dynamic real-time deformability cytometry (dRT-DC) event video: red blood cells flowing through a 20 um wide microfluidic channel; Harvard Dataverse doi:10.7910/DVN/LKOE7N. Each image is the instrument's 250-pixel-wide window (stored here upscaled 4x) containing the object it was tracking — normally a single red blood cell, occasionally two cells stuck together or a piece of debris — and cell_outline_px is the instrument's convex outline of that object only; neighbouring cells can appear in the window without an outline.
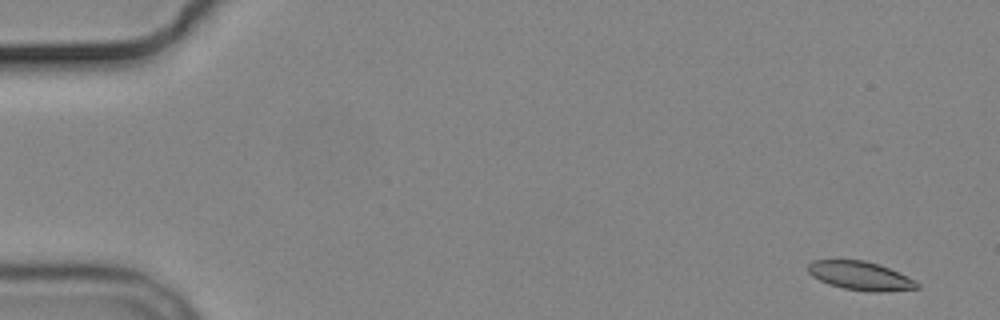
{"species": "common noctule bat (a hibernating species)", "species_latin": "Nyctalus noctula", "temperature_condition": "cold", "stored_images_in_passage": 6, "camera_frame_rate_fps": 3000, "um_per_image_px": 0.085, "animal": {"sex": "male", "body_mass_g": 19.2, "forearm_length_mm": 51.8}, "frame": {"image": 1, "passage_image": 1, "time_ms": 0.0, "image_size_px": [1000, 320], "cell_outline_px": [[920, 288], [880, 292], [872, 292], [844, 288], [828, 284], [812, 276], [808, 272], [808, 264], [812, 260], [864, 260], [888, 268], [916, 280], [920, 284]], "centroid_in_image_um": [73.13, 23.45], "position_along_channel_um": 11.9, "area_um2": 18.09}}